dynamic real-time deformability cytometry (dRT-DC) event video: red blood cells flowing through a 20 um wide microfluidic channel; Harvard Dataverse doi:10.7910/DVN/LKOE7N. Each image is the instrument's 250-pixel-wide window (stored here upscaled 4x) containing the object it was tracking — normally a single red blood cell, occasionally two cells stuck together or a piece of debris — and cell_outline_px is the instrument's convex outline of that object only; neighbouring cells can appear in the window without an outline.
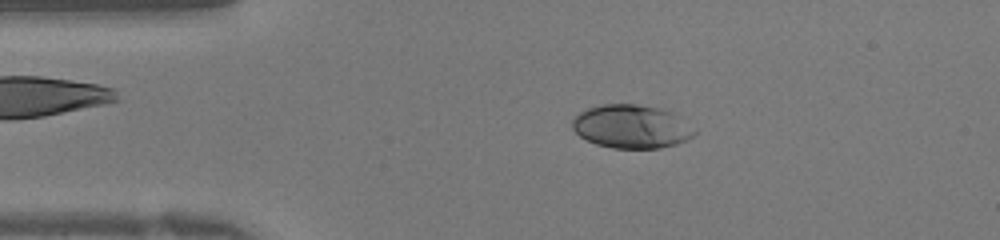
{"species": "human", "species_latin": "Homo sapiens", "temperature_condition": "warm", "stored_images_in_passage": 41, "camera_frame_rate_fps": 3000, "um_per_image_px": 0.085, "donor": {"sex": "female"}, "frame": {"image": 1, "passage_image": 7, "time_ms": 2.0, "image_size_px": [1000, 240], "cell_outline_px": [[696, 132], [692, 136], [676, 144], [660, 148], [612, 148], [596, 144], [580, 136], [572, 128], [572, 120], [580, 112], [588, 108], [600, 104], [636, 104], [664, 108], [680, 116]], "centroid_in_image_um": [53.67, 10.74], "position_along_channel_um": 31.3, "area_um2": 30.92}}
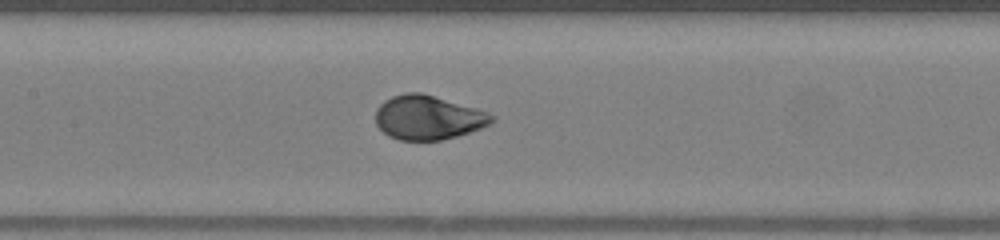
{"frame": {"image": 2, "passage_image": 18, "time_ms": 5.667, "image_size_px": [1000, 240], "cell_outline_px": [[496, 116], [492, 124], [456, 136], [440, 140], [400, 140], [388, 136], [376, 124], [376, 108], [384, 100], [392, 96], [408, 92], [420, 92], [488, 112]], "centroid_in_image_um": [36.37, 9.99], "position_along_channel_um": 171.0, "area_um2": 29.71}}
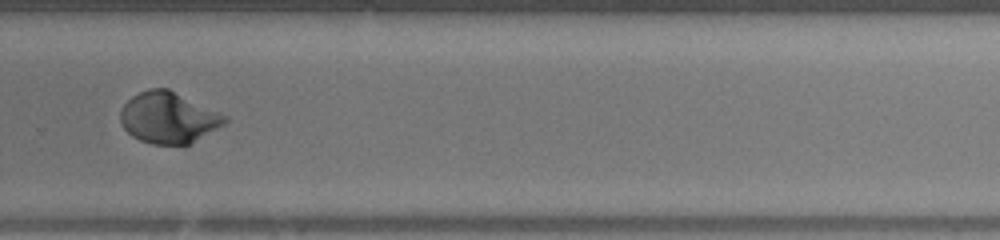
{"frame": {"image": 3, "passage_image": 27, "time_ms": 8.667, "image_size_px": [1000, 240], "cell_outline_px": [[228, 120], [224, 124], [192, 144], [152, 144], [140, 140], [132, 136], [120, 124], [120, 112], [124, 104], [132, 96], [148, 88], [168, 88], [220, 112], [228, 116]], "centroid_in_image_um": [14.32, 10.0], "position_along_channel_um": 315.5, "area_um2": 31.27}}